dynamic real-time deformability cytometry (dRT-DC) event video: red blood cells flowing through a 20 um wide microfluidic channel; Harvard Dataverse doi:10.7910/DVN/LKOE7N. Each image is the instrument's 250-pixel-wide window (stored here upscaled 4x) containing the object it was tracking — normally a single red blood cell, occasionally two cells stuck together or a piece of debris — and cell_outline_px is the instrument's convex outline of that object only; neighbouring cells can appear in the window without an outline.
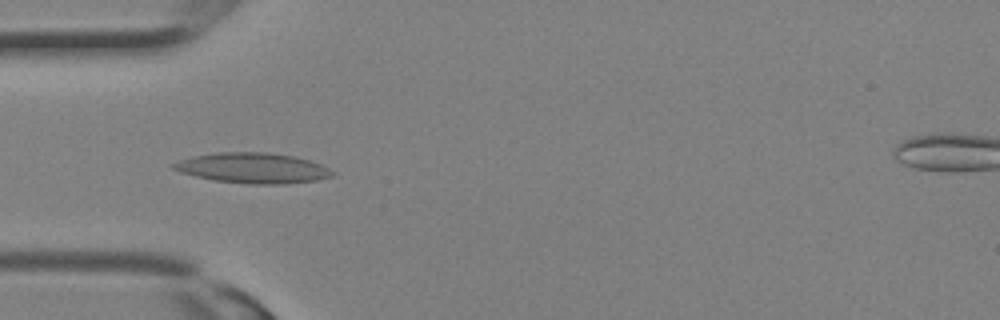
{"species": "Egyptian fruit bat (a non-hibernating species)", "species_latin": "Rousettus aegyptiacus", "temperature_condition": "room temperature", "stored_images_in_passage": 25, "camera_frame_rate_fps": 3000, "um_per_image_px": 0.085, "animal": {"sex": "female"}, "frame": {"image": 1, "passage_image": 3, "time_ms": 0.667, "image_size_px": [1000, 320], "cell_outline_px": [[336, 172], [332, 176], [316, 180], [284, 184], [252, 184], [216, 180], [196, 176], [180, 172], [172, 168], [172, 164], [180, 160], [196, 156], [220, 152], [264, 152], [292, 156], [308, 160], [320, 164]], "centroid_in_image_um": [21.51, 14.28], "position_along_channel_um": 63.5, "area_um2": 27.69}}
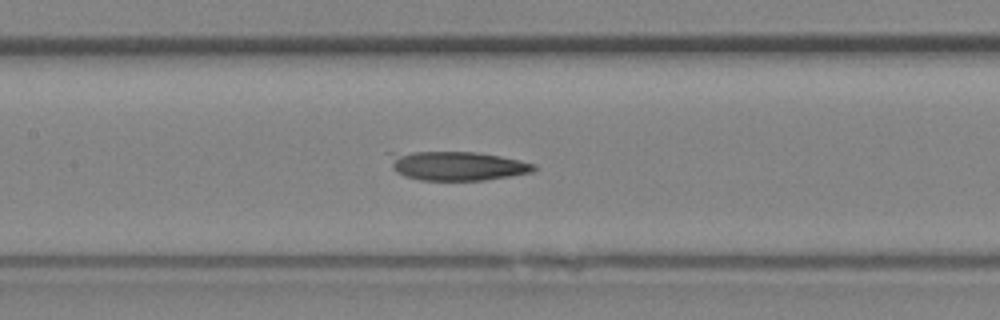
{"frame": {"image": 2, "passage_image": 8, "time_ms": 2.333, "image_size_px": [1000, 320], "cell_outline_px": [[536, 168], [532, 172], [484, 180], [420, 180], [404, 176], [396, 172], [392, 168], [388, 152], [476, 152], [500, 156], [520, 160], [536, 164]], "centroid_in_image_um": [38.82, 14.09], "position_along_channel_um": 168.6, "area_um2": 24.45}}
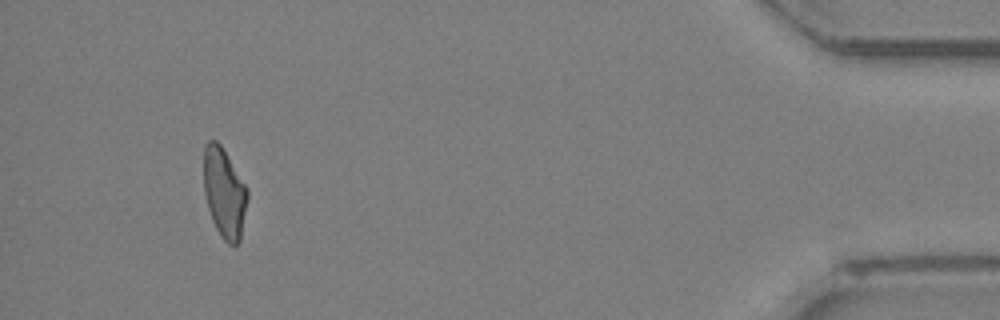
{"frame": {"image": 3, "passage_image": 23, "time_ms": 7.333, "image_size_px": [1000, 320], "cell_outline_px": [[248, 196], [240, 240], [236, 244], [228, 244], [220, 236], [212, 220], [208, 208], [204, 192], [204, 144], [208, 140], [216, 140], [220, 144], [248, 188]], "centroid_in_image_um": [19.06, 16.38], "position_along_channel_um": 416.1, "area_um2": 22.83}}